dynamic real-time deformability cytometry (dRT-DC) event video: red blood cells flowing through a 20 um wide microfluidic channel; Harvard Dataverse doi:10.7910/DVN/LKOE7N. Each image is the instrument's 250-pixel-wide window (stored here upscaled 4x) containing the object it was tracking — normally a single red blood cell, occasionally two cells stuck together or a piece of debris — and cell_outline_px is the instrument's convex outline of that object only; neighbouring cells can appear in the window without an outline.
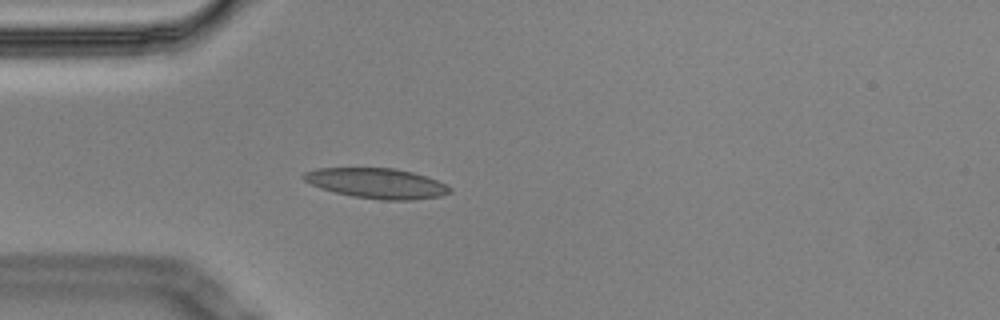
{"species": "Egyptian fruit bat (a non-hibernating species)", "species_latin": "Rousettus aegyptiacus", "temperature_condition": "cold", "stored_images_in_passage": 3, "camera_frame_rate_fps": 3000, "um_per_image_px": 0.085, "animal": {"sex": "male"}, "frame": {"image": 1, "passage_image": 3, "time_ms": 0.667, "image_size_px": [1000, 320], "cell_outline_px": [[452, 192], [440, 196], [412, 200], [384, 200], [352, 196], [320, 188], [304, 180], [300, 176], [304, 172], [316, 168], [396, 168], [428, 176], [452, 188]], "centroid_in_image_um": [32.03, 15.57], "position_along_channel_um": 53.0, "area_um2": 25.72}}